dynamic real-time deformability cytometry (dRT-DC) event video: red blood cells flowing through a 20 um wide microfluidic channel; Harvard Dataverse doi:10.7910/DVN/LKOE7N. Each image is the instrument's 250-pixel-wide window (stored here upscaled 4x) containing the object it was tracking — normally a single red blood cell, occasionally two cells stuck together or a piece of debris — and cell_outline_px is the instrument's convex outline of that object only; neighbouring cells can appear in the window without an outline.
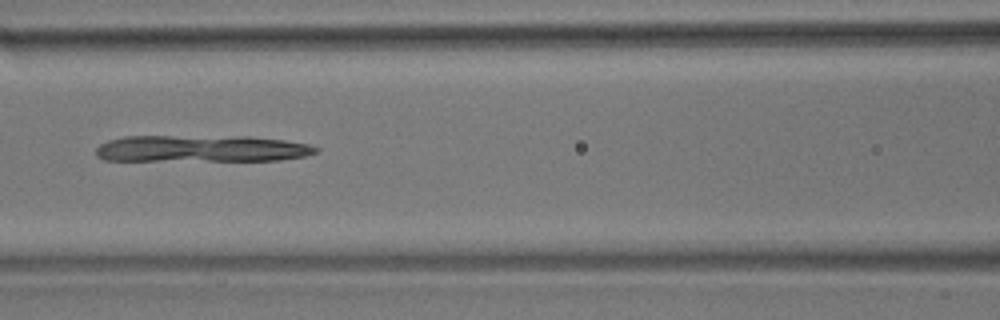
{"species": "common noctule bat (a hibernating species)", "species_latin": "Nyctalus noctula", "temperature_condition": "room temperature", "stored_images_in_passage": 53, "camera_frame_rate_fps": 3000, "um_per_image_px": 0.085, "animal": {"sex": "male", "body_mass_g": 17.9}, "frame": {"image": 1, "passage_image": 23, "time_ms": 7.333, "image_size_px": [1000, 320], "cell_outline_px": [[320, 152], [304, 156], [280, 160], [104, 160], [96, 156], [96, 148], [100, 144], [108, 140], [124, 136], [248, 136], [284, 140], [308, 144], [320, 148]], "centroid_in_image_um": [17.14, 12.62], "position_along_channel_um": 149.5, "area_um2": 34.39}}
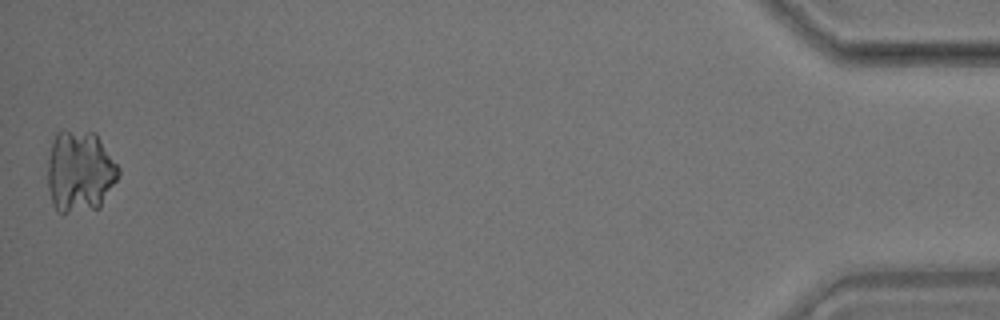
{"frame": {"image": 2, "passage_image": 53, "time_ms": 17.333, "image_size_px": [1000, 320], "cell_outline_px": [[120, 176], [100, 208], [68, 212], [60, 212], [52, 204], [48, 188], [48, 156], [52, 140], [56, 132], [60, 128], [64, 128], [96, 132], [120, 168]], "centroid_in_image_um": [6.8, 14.52], "position_along_channel_um": 428.4, "area_um2": 34.51}}